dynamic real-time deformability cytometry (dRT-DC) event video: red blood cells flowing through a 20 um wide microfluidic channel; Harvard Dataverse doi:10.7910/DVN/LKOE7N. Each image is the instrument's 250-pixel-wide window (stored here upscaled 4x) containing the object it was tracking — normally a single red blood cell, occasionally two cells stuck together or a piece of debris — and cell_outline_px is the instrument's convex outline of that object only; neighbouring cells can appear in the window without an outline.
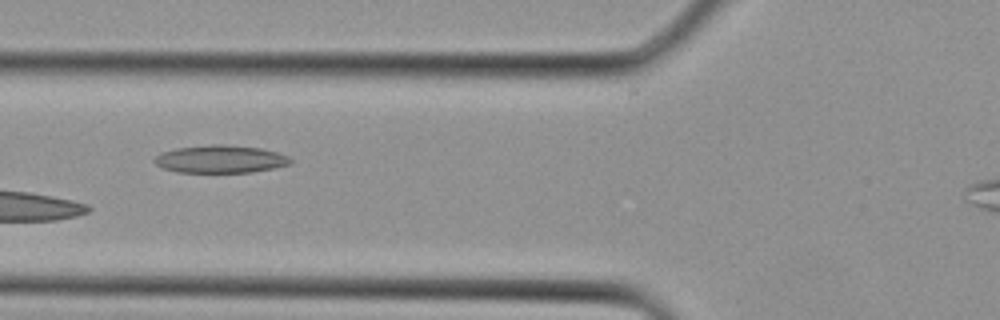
{"species": "Egyptian fruit bat (a non-hibernating species)", "species_latin": "Rousettus aegyptiacus", "temperature_condition": "cold", "stored_images_in_passage": 5, "camera_frame_rate_fps": 3000, "um_per_image_px": 0.085, "animal": {"sex": "female"}, "frame": {"image": 1, "passage_image": 5, "time_ms": 1.333, "image_size_px": [1000, 320], "cell_outline_px": [[292, 164], [276, 168], [252, 172], [176, 172], [160, 168], [152, 160], [160, 152], [176, 148], [212, 144], [224, 144], [260, 148], [276, 152], [288, 156], [292, 160]], "centroid_in_image_um": [18.72, 13.53], "position_along_channel_um": 107.1, "area_um2": 22.2}}